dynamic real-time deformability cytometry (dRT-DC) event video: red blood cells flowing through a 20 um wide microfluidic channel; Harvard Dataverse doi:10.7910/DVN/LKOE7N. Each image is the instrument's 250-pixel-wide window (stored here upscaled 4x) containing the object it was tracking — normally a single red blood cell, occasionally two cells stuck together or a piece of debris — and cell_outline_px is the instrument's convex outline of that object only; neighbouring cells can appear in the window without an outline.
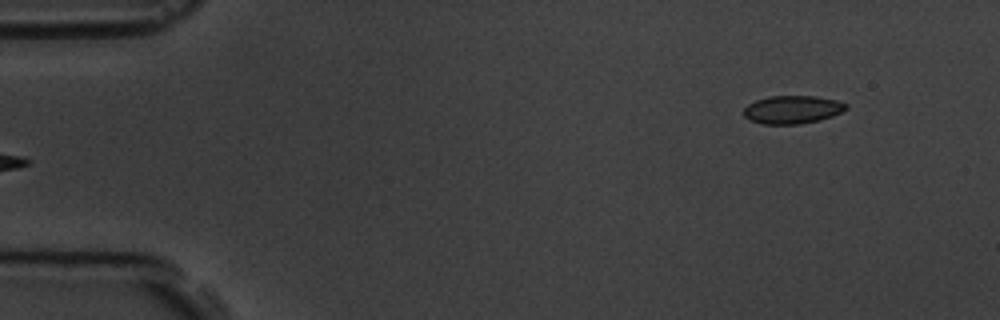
{"species": "common noctule bat (a hibernating species)", "species_latin": "Nyctalus noctula", "temperature_condition": "room temperature", "stored_images_in_passage": 6, "segment_of_instrument_passage": [2, 2], "camera_frame_rate_fps": 3000, "um_per_image_px": 0.085, "animal": {"sex": "male", "body_mass_g": 19.5, "forearm_length_mm": 54.6}, "frame": {"image": 1, "passage_image": 6, "time_ms": 6.667, "image_size_px": [1000, 320], "cell_outline_px": [[848, 108], [832, 116], [820, 120], [800, 124], [764, 124], [748, 120], [744, 116], [744, 108], [748, 104], [756, 100], [768, 96], [816, 96], [836, 100], [848, 104]], "centroid_in_image_um": [67.34, 9.31], "position_along_channel_um": 17.7, "area_um2": 16.82}}